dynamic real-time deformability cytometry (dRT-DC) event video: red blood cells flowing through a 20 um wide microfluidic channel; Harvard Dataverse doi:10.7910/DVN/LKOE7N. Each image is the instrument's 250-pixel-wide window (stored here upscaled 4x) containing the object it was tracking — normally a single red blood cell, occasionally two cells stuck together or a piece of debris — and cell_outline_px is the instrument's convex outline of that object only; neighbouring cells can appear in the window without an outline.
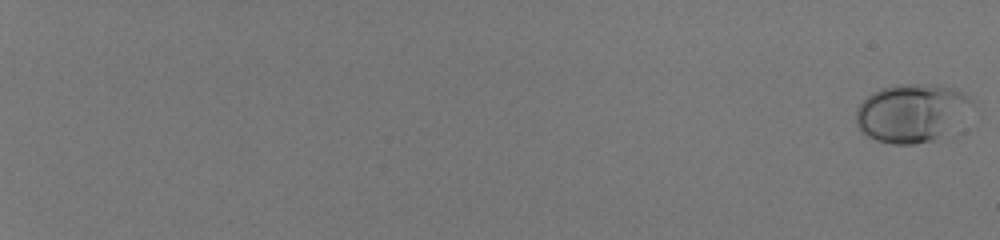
{"species": "human", "species_latin": "Homo sapiens", "temperature_condition": "room temperature", "stored_images_in_passage": 57, "camera_frame_rate_fps": 3000, "um_per_image_px": 0.085, "donor": {"sex": "male"}, "frame": {"image": 1, "passage_image": 1, "time_ms": 0.0, "image_size_px": [1000, 240], "cell_outline_px": [[976, 104], [964, 132], [952, 140], [912, 144], [892, 144], [876, 140], [860, 132], [856, 124], [856, 108], [872, 92], [880, 88], [896, 84], [928, 84], [956, 88], [964, 92], [976, 100]], "centroid_in_image_um": [77.76, 9.67], "position_along_channel_um": 7.2, "area_um2": 42.66}}
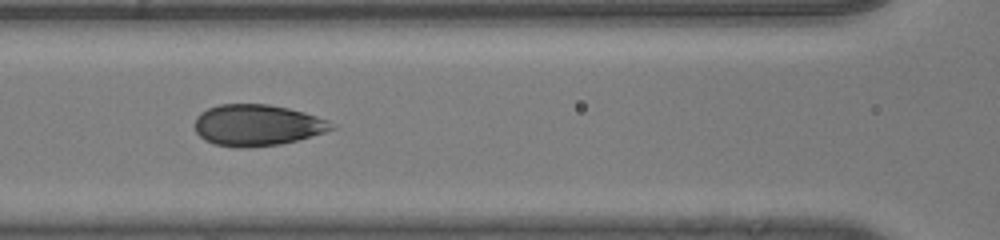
{"frame": {"image": 2, "passage_image": 33, "time_ms": 10.667, "image_size_px": [1000, 240], "cell_outline_px": [[336, 128], [324, 132], [296, 140], [280, 144], [244, 148], [240, 148], [212, 144], [204, 140], [196, 132], [192, 124], [196, 116], [200, 112], [208, 108], [220, 104], [268, 104], [288, 108], [304, 112], [328, 120]], "centroid_in_image_um": [21.79, 10.64], "position_along_channel_um": 144.8, "area_um2": 33.06}}
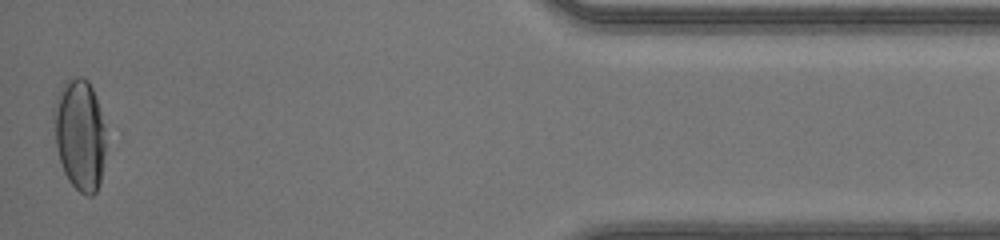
{"frame": {"image": 3, "passage_image": 57, "time_ms": 18.667, "image_size_px": [1000, 240], "cell_outline_px": [[104, 152], [100, 184], [96, 192], [92, 196], [84, 196], [68, 180], [64, 172], [60, 160], [56, 144], [52, 112], [52, 108], [56, 96], [64, 80], [76, 76], [84, 76], [88, 80], [92, 88], [100, 112], [104, 128]], "centroid_in_image_um": [6.75, 11.42], "position_along_channel_um": 428.5, "area_um2": 33.81}, "authors_computed_cell_mechanics": {"area_um2": 33.524, "velocity_mm_per_s": 4.1559, "shape_relaxation_time_tau1_ms": 4.1867, "shape_relaxation_time_tau2_ms": null, "deformation_change_tau1": 0.1572, "deformation_change_tau2": null}}